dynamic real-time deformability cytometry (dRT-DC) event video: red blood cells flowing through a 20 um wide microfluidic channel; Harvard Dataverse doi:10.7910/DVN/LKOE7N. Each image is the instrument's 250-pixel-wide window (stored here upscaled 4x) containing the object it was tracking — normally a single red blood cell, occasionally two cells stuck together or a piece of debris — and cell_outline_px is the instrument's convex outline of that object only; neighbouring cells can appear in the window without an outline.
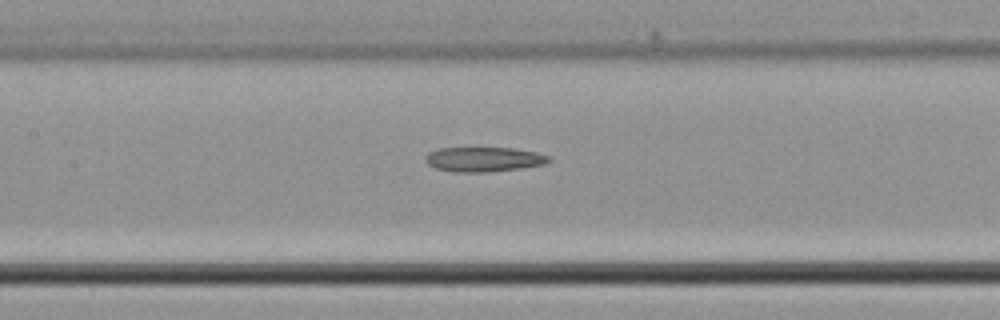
{"species": "common noctule bat (a hibernating species)", "species_latin": "Nyctalus noctula", "temperature_condition": "cold", "stored_images_in_passage": 5, "camera_frame_rate_fps": 3000, "um_per_image_px": 0.085, "animal": {"sex": "male", "body_mass_g": 21.5, "forearm_length_mm": 52.0}, "frame": {"image": 1, "passage_image": 5, "time_ms": 1.333, "image_size_px": [1000, 320], "cell_outline_px": [[552, 160], [544, 164], [520, 168], [484, 172], [456, 172], [436, 168], [428, 164], [424, 160], [428, 152], [440, 148], [512, 148], [536, 152], [552, 156]], "centroid_in_image_um": [41.14, 13.54], "position_along_channel_um": 166.3, "area_um2": 17.69}}